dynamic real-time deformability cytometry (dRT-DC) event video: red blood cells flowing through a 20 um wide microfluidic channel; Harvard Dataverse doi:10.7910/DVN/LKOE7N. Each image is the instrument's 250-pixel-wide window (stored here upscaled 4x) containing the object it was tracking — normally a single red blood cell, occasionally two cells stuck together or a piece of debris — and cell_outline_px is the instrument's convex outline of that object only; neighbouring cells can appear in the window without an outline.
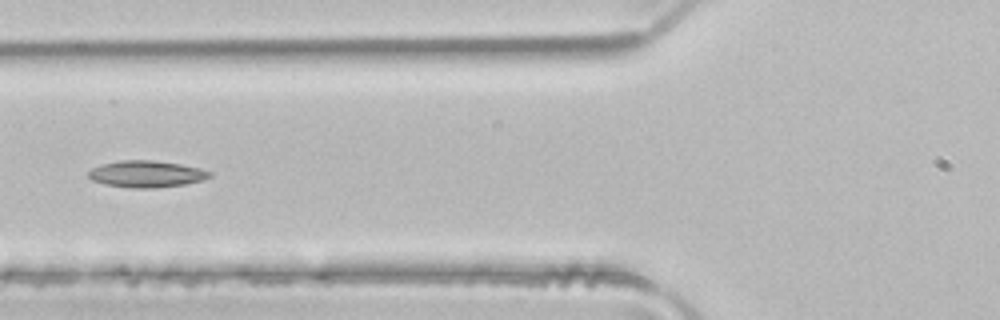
{"species": "common noctule bat (a hibernating species)", "species_latin": "Nyctalus noctula", "temperature_condition": "room temperature", "stored_images_in_passage": 5, "camera_frame_rate_fps": 3000, "um_per_image_px": 0.085, "animal": {"sex": "male", "body_mass_g": 21.5, "forearm_length_mm": 52.0}, "frame": {"image": 1, "passage_image": 5, "time_ms": 1.333, "image_size_px": [1000, 320], "cell_outline_px": [[212, 176], [204, 180], [184, 184], [152, 188], [132, 188], [104, 184], [92, 180], [88, 176], [88, 172], [92, 168], [100, 164], [120, 160], [152, 160], [180, 164], [200, 168], [212, 172]], "centroid_in_image_um": [12.44, 14.78], "position_along_channel_um": 113.4, "area_um2": 18.9}}